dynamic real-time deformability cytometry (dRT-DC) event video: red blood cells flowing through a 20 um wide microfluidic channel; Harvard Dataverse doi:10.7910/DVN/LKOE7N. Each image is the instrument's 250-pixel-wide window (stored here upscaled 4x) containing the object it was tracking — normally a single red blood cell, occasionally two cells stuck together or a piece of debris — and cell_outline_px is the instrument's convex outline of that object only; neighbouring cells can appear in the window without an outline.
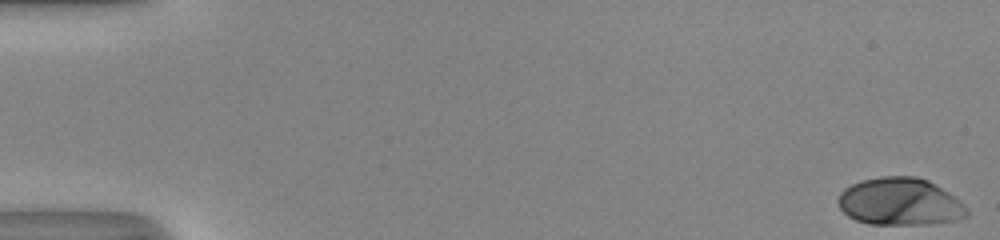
{"species": "human", "species_latin": "Homo sapiens", "temperature_condition": "room temperature", "stored_images_in_passage": 53, "camera_frame_rate_fps": 3000, "um_per_image_px": 0.085, "donor": {"sex": "male"}, "frame": {"image": 1, "passage_image": 1, "time_ms": 0.0, "image_size_px": [1000, 240], "cell_outline_px": [[968, 216], [960, 220], [928, 224], [868, 224], [856, 220], [848, 216], [840, 208], [836, 200], [840, 192], [844, 188], [860, 180], [880, 176], [916, 176], [928, 180], [948, 192], [960, 200], [968, 212]], "centroid_in_image_um": [76.48, 17.14], "position_along_channel_um": 8.5, "area_um2": 35.89}}
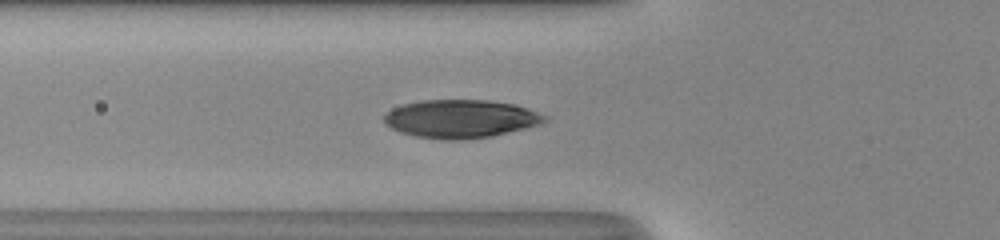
{"frame": {"image": 2, "passage_image": 20, "time_ms": 6.333, "image_size_px": [1000, 240], "cell_outline_px": [[548, 120], [540, 124], [492, 136], [464, 140], [444, 140], [416, 136], [400, 132], [384, 124], [384, 116], [392, 108], [404, 104], [420, 100], [488, 100], [516, 104], [528, 108], [548, 116]], "centroid_in_image_um": [39.17, 10.09], "position_along_channel_um": 86.6, "area_um2": 35.89}}
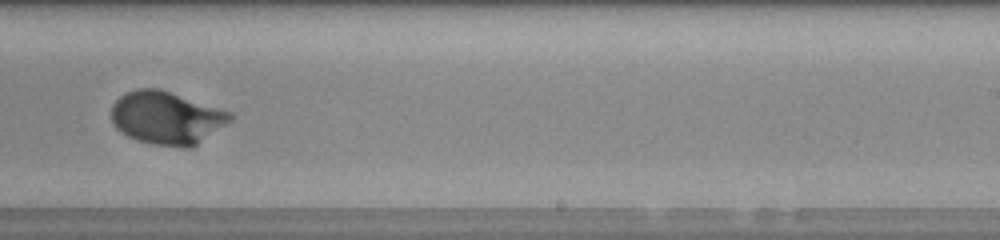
{"frame": {"image": 3, "passage_image": 34, "time_ms": 11.0, "image_size_px": [1000, 240], "cell_outline_px": [[232, 120], [192, 148], [184, 148], [152, 144], [136, 140], [128, 136], [116, 128], [112, 120], [112, 104], [120, 96], [136, 88], [160, 88], [232, 112]], "centroid_in_image_um": [14.17, 10.02], "position_along_channel_um": 274.8, "area_um2": 36.76}, "authors_computed_cell_mechanics": {"area_um2": 35.258, "velocity_mm_per_s": 4.0358, "shape_relaxation_time_tau1_ms": 3.403, "shape_relaxation_time_tau2_ms": null, "deformation_change_tau1": 0.2159, "deformation_change_tau2": null}}